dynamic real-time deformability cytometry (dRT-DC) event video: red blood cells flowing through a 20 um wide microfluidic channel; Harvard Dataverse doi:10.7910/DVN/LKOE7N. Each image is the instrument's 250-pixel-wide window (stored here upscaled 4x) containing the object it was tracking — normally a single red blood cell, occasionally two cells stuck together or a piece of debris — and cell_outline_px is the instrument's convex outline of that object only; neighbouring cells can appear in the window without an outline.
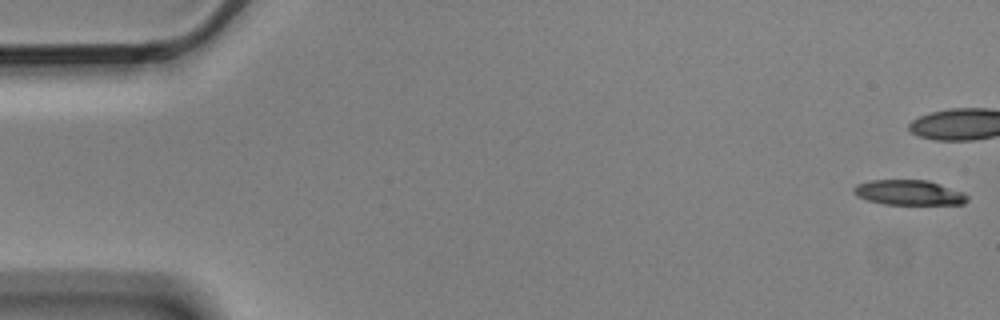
{"species": "Egyptian fruit bat (a non-hibernating species)", "species_latin": "Rousettus aegyptiacus", "temperature_condition": "cold", "stored_images_in_passage": 15, "camera_frame_rate_fps": 3000, "um_per_image_px": 0.085, "animal": {"sex": "male"}, "frame": {"image": 1, "passage_image": 1, "time_ms": 0.0, "image_size_px": [1000, 320], "cell_outline_px": [[968, 200], [964, 204], [884, 204], [868, 200], [856, 196], [852, 192], [852, 188], [856, 184], [868, 180], [928, 180], [964, 192], [968, 196]], "centroid_in_image_um": [77.23, 16.36], "position_along_channel_um": 7.8, "area_um2": 16.7}}